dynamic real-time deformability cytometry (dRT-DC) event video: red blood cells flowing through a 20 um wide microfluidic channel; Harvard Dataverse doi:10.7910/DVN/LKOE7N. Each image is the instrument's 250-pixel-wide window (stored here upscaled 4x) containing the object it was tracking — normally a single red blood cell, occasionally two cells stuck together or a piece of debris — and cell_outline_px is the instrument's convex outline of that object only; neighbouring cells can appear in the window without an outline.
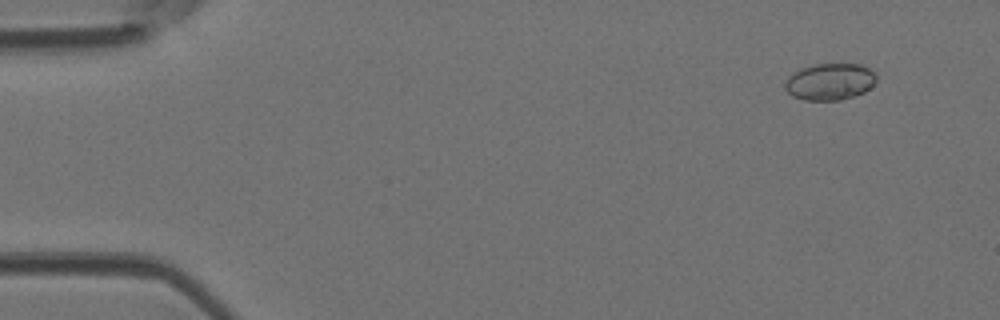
{"species": "Egyptian fruit bat (a non-hibernating species)", "species_latin": "Rousettus aegyptiacus", "temperature_condition": "room temperature", "stored_images_in_passage": 46, "camera_frame_rate_fps": 3000, "um_per_image_px": 0.085, "animal": {"sex": "female"}, "frame": {"image": 1, "passage_image": 4, "time_ms": 1.0, "image_size_px": [1000, 320], "cell_outline_px": [[876, 80], [864, 92], [840, 100], [804, 100], [792, 96], [784, 88], [784, 80], [792, 72], [800, 68], [816, 64], [860, 64], [868, 68], [876, 76]], "centroid_in_image_um": [70.47, 6.94], "position_along_channel_um": 14.5, "area_um2": 19.54}}
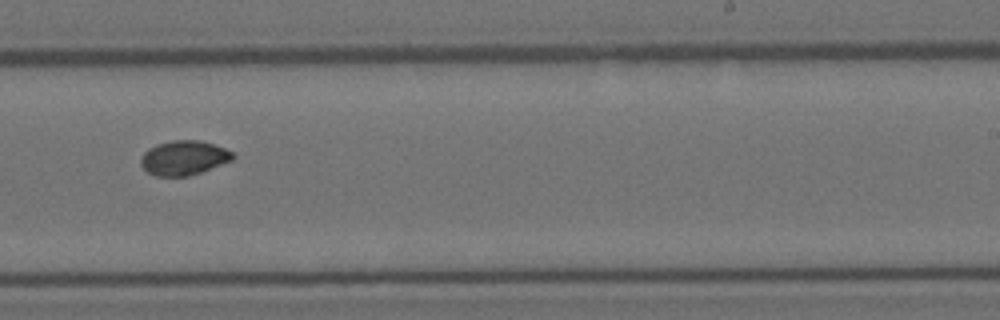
{"frame": {"image": 2, "passage_image": 29, "time_ms": 9.333, "image_size_px": [1000, 320], "cell_outline_px": [[236, 156], [232, 160], [200, 172], [188, 176], [156, 176], [148, 172], [140, 164], [140, 160], [144, 152], [148, 148], [156, 144], [172, 140], [200, 140], [224, 148], [232, 152]], "centroid_in_image_um": [15.6, 13.41], "position_along_channel_um": 273.4, "area_um2": 18.38}}
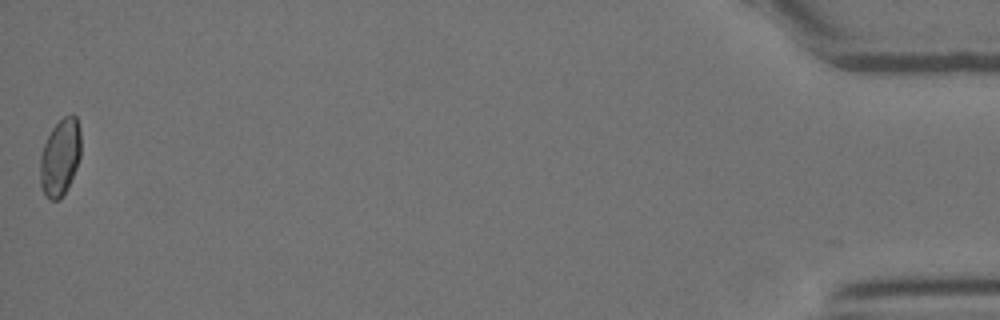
{"frame": {"image": 3, "passage_image": 46, "time_ms": 15.0, "image_size_px": [1000, 320], "cell_outline_px": [[80, 156], [76, 168], [68, 188], [60, 200], [48, 200], [40, 184], [40, 156], [44, 144], [52, 128], [64, 116], [72, 112], [76, 116], [80, 128]], "centroid_in_image_um": [5.11, 13.37], "position_along_channel_um": 430.1, "area_um2": 18.44}}